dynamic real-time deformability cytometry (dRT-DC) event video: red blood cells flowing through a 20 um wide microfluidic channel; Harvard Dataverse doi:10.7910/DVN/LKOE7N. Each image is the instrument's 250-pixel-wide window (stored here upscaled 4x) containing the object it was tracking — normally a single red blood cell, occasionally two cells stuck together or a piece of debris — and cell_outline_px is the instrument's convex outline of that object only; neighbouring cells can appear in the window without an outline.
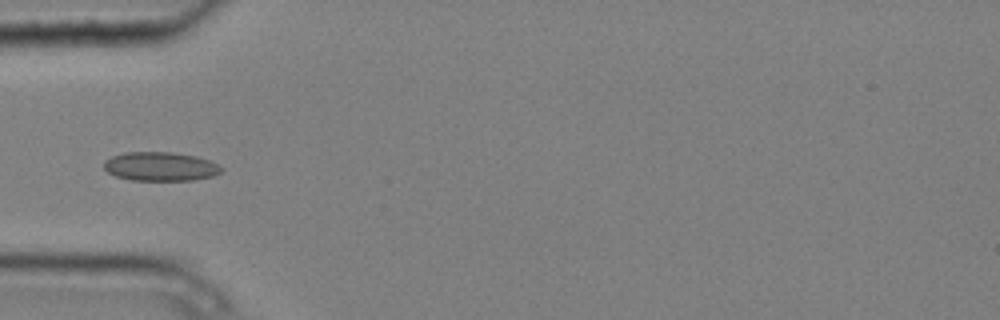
{"species": "common noctule bat (a hibernating species)", "species_latin": "Nyctalus noctula", "temperature_condition": "cold", "stored_images_in_passage": 6, "camera_frame_rate_fps": 3000, "um_per_image_px": 0.085, "animal": {"sex": "male", "body_mass_g": 20.4}, "frame": {"image": 1, "passage_image": 5, "time_ms": 1.333, "image_size_px": [1000, 320], "cell_outline_px": [[224, 168], [220, 172], [212, 176], [192, 180], [132, 180], [116, 176], [108, 172], [104, 168], [104, 160], [112, 156], [124, 152], [172, 152], [196, 156], [208, 160]], "centroid_in_image_um": [13.61, 14.14], "position_along_channel_um": 71.4, "area_um2": 19.71}}
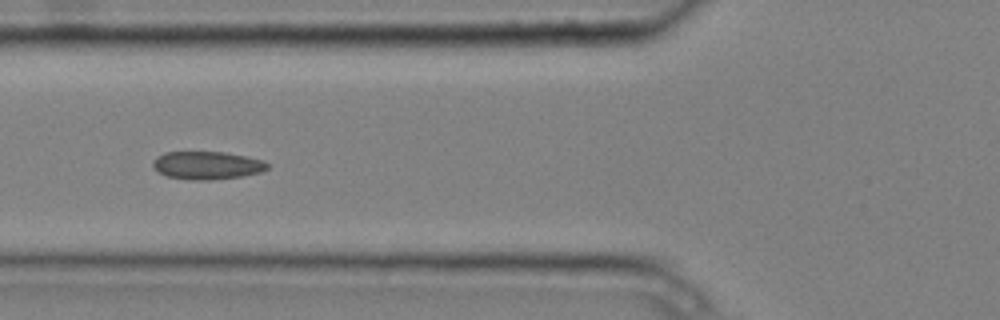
{"frame": {"image": 2, "passage_image": 6, "time_ms": 1.667, "image_size_px": [1000, 320], "cell_outline_px": [[268, 168], [260, 172], [240, 176], [212, 180], [188, 180], [168, 176], [152, 168], [152, 160], [156, 156], [164, 152], [224, 152], [248, 156], [264, 160], [268, 164]], "centroid_in_image_um": [17.57, 14.04], "position_along_channel_um": 108.2, "area_um2": 18.79}}